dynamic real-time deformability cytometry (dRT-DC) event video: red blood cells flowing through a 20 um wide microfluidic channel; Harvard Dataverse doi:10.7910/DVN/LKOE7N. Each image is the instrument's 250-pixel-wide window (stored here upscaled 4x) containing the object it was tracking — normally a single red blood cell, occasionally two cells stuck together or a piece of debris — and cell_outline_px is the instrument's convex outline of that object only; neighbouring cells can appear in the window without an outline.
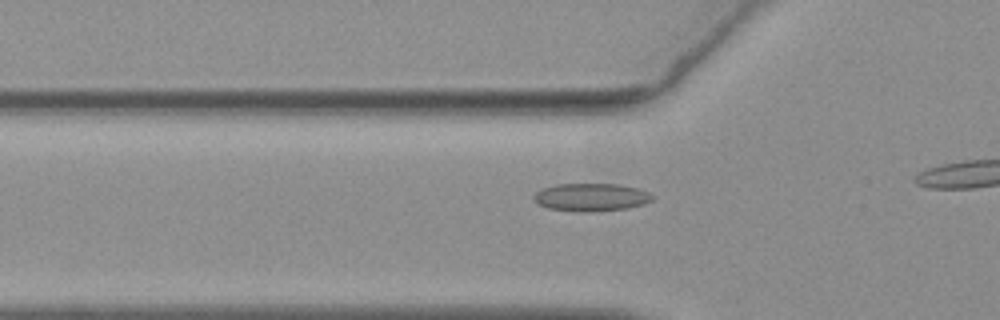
{"species": "common noctule bat (a hibernating species)", "species_latin": "Nyctalus noctula", "temperature_condition": "warm", "stored_images_in_passage": 6, "camera_frame_rate_fps": 3000, "um_per_image_px": 0.085, "animal": {"sex": "female", "body_mass_g": 19.3, "forearm_length_mm": 54.1}, "frame": {"image": 1, "passage_image": 5, "time_ms": 1.333, "image_size_px": [1000, 320], "cell_outline_px": [[652, 200], [644, 204], [628, 208], [596, 212], [576, 212], [548, 208], [532, 200], [532, 196], [540, 188], [556, 184], [620, 184], [636, 188], [648, 192], [652, 196]], "centroid_in_image_um": [50.2, 16.77], "position_along_channel_um": 75.6, "area_um2": 19.48}}